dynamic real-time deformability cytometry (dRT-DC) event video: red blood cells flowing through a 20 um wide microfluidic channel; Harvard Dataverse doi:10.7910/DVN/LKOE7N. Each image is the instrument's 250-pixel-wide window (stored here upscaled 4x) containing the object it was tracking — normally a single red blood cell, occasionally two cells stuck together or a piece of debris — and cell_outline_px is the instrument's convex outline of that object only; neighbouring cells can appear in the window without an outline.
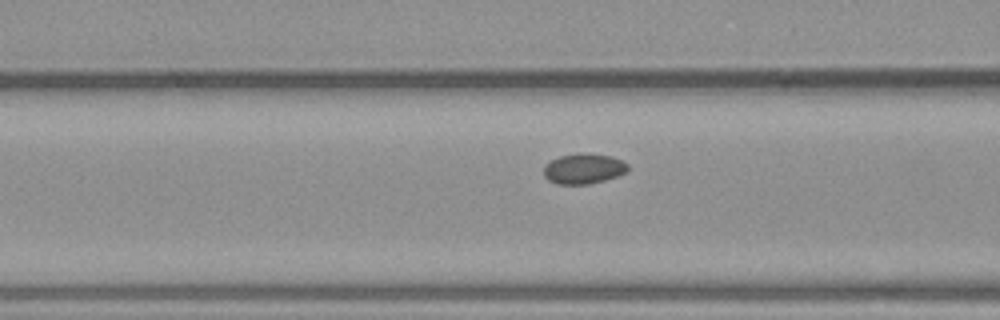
{"species": "common noctule bat (a hibernating species)", "species_latin": "Nyctalus noctula", "temperature_condition": "warm", "stored_images_in_passage": 19, "camera_frame_rate_fps": 3000, "um_per_image_px": 0.085, "animal": {"sex": "male", "body_mass_g": 23.1, "forearm_length_mm": 52.7}, "frame": {"image": 1, "passage_image": 14, "time_ms": 4.333, "image_size_px": [1000, 320], "cell_outline_px": [[628, 172], [604, 180], [588, 184], [556, 184], [548, 180], [544, 176], [544, 164], [560, 156], [584, 152], [612, 156], [624, 160], [628, 164]], "centroid_in_image_um": [49.63, 14.33], "position_along_channel_um": 117.0, "area_um2": 15.03}}
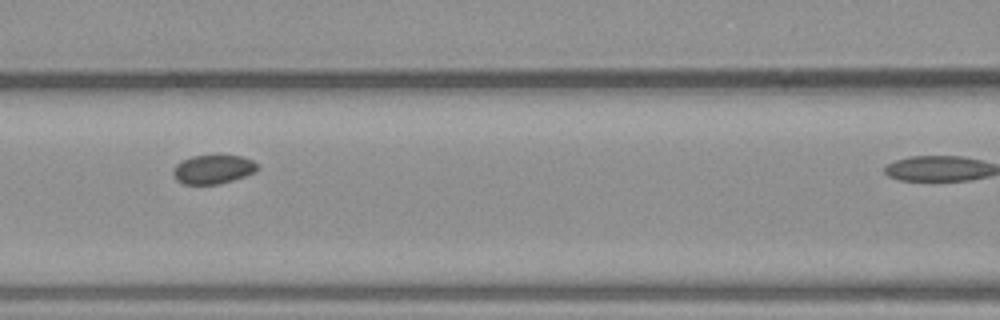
{"frame": {"image": 2, "passage_image": 16, "time_ms": 5.0, "image_size_px": [1000, 320], "cell_outline_px": [[260, 168], [256, 172], [220, 184], [184, 184], [176, 180], [172, 172], [176, 164], [192, 156], [240, 156], [252, 160]], "centroid_in_image_um": [18.12, 14.4], "position_along_channel_um": 148.5, "area_um2": 14.05}}